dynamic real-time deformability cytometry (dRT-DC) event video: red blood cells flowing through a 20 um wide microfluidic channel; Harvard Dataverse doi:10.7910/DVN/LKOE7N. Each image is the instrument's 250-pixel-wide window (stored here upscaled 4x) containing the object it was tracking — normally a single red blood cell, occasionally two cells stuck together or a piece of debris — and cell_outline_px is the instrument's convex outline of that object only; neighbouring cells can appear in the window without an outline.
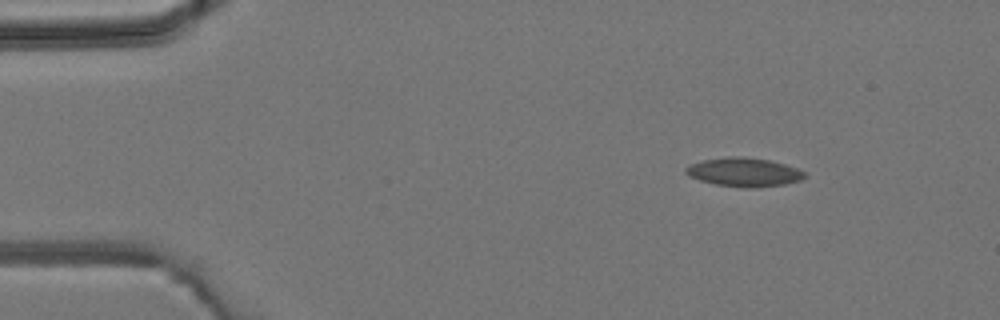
{"species": "common noctule bat (a hibernating species)", "species_latin": "Nyctalus noctula", "temperature_condition": "room temperature", "stored_images_in_passage": 4, "camera_frame_rate_fps": 3000, "um_per_image_px": 0.085, "animal": {"sex": "male", "body_mass_g": 19.2, "forearm_length_mm": 51.8}, "frame": {"image": 1, "passage_image": 1, "time_ms": 0.0, "image_size_px": [1000, 320], "cell_outline_px": [[808, 176], [800, 180], [784, 184], [752, 188], [748, 188], [716, 184], [700, 180], [688, 176], [684, 172], [684, 168], [692, 164], [704, 160], [728, 156], [744, 156], [768, 160], [784, 164], [796, 168], [804, 172]], "centroid_in_image_um": [63.23, 14.63], "position_along_channel_um": 21.8, "area_um2": 19.83}}
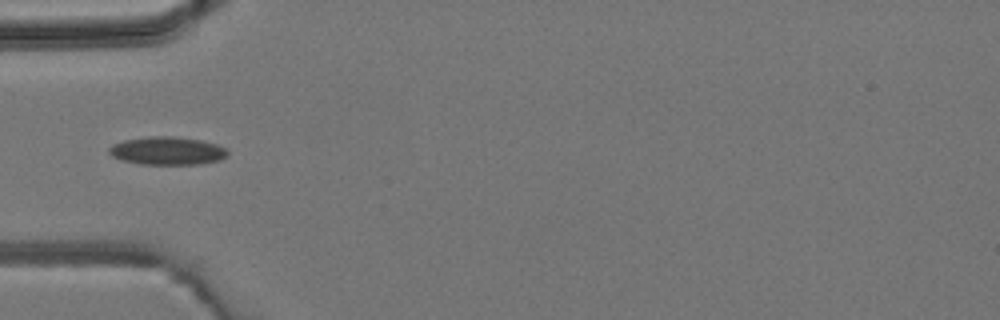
{"frame": {"image": 2, "passage_image": 4, "time_ms": 3.333, "image_size_px": [1000, 320], "cell_outline_px": [[228, 156], [220, 160], [200, 164], [140, 164], [120, 160], [112, 156], [108, 152], [108, 148], [112, 144], [124, 140], [148, 136], [172, 136], [200, 140], [216, 144], [224, 148], [228, 152]], "centroid_in_image_um": [14.19, 12.82], "position_along_channel_um": 70.8, "area_um2": 19.48}}